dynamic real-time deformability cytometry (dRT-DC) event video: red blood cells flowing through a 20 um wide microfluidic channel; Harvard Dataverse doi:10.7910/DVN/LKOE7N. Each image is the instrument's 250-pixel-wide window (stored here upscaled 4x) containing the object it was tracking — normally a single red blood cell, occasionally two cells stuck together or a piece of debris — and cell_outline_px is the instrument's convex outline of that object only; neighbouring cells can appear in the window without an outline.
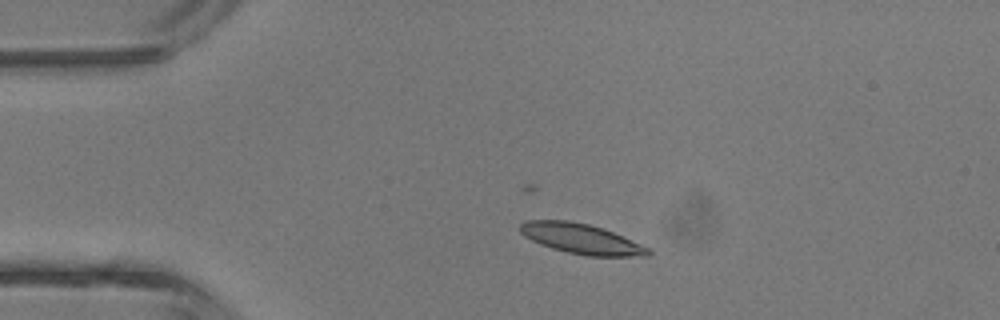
{"species": "common noctule bat (a hibernating species)", "species_latin": "Nyctalus noctula", "temperature_condition": "room temperature", "stored_images_in_passage": 4, "camera_frame_rate_fps": 3000, "um_per_image_px": 0.085, "animal": {"sex": "male", "body_mass_g": 13.3}, "frame": {"image": 1, "passage_image": 3, "time_ms": 2.333, "image_size_px": [1000, 320], "cell_outline_px": [[652, 252], [648, 256], [588, 256], [568, 252], [552, 248], [540, 244], [524, 236], [520, 232], [520, 224], [524, 220], [568, 220], [588, 224], [604, 228], [652, 248]], "centroid_in_image_um": [49.44, 20.29], "position_along_channel_um": 35.6, "area_um2": 22.66}}